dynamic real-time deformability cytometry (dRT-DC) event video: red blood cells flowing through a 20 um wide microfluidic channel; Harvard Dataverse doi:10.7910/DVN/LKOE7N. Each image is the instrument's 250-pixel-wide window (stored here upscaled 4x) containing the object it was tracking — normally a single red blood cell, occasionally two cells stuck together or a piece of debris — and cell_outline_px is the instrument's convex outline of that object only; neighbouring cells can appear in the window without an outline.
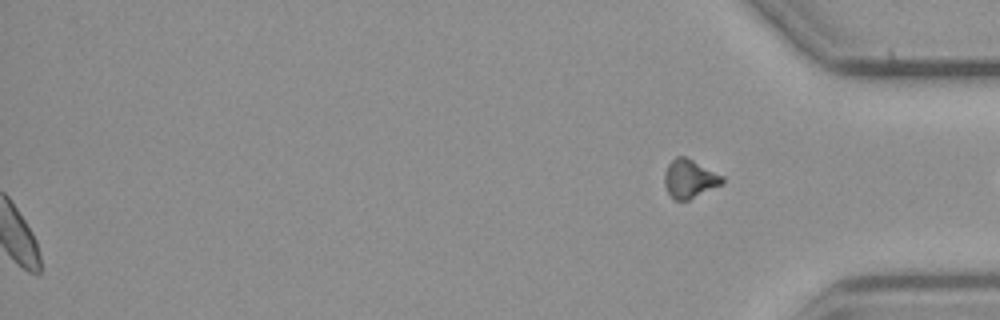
{"species": "common noctule bat (a hibernating species)", "species_latin": "Nyctalus noctula", "temperature_condition": "cold", "stored_images_in_passage": 57, "segment_of_instrument_passage": [2, 2], "camera_frame_rate_fps": 3000, "um_per_image_px": 0.085, "animal": {"sex": "male", "body_mass_g": 23.1, "forearm_length_mm": 52.7}, "frame": {"image": 1, "passage_image": 57, "time_ms": 18.667, "image_size_px": [1000, 320], "cell_outline_px": [[724, 184], [688, 200], [676, 200], [668, 192], [664, 184], [664, 172], [668, 164], [676, 156], [684, 156], [724, 176]], "centroid_in_image_um": [58.63, 15.19], "position_along_channel_um": 376.6, "area_um2": 12.95}}